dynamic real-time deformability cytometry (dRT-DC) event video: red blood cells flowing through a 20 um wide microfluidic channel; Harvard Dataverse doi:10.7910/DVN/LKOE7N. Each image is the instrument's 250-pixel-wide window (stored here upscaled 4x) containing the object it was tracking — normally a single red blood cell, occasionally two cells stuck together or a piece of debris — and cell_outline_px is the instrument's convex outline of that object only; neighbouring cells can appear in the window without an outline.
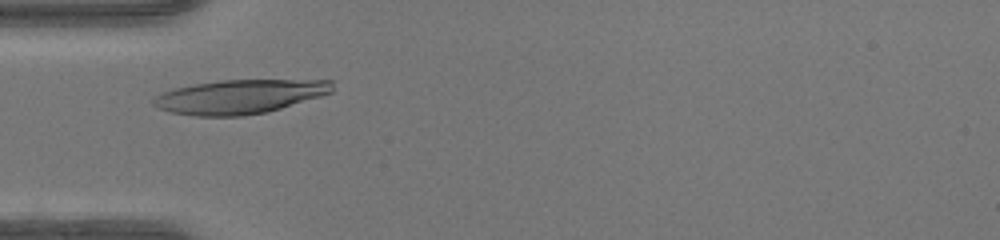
{"species": "human", "species_latin": "Homo sapiens", "temperature_condition": "warm", "stored_images_in_passage": 32, "camera_frame_rate_fps": 3000, "um_per_image_px": 0.085, "donor": {"sex": "female"}, "frame": {"image": 1, "passage_image": 7, "time_ms": 2.0, "image_size_px": [1000, 240], "cell_outline_px": [[332, 92], [320, 96], [280, 108], [264, 112], [240, 116], [196, 116], [172, 112], [156, 108], [152, 104], [152, 100], [156, 96], [172, 88], [220, 80], [332, 80]], "centroid_in_image_um": [20.33, 8.21], "position_along_channel_um": 64.7, "area_um2": 35.2}}
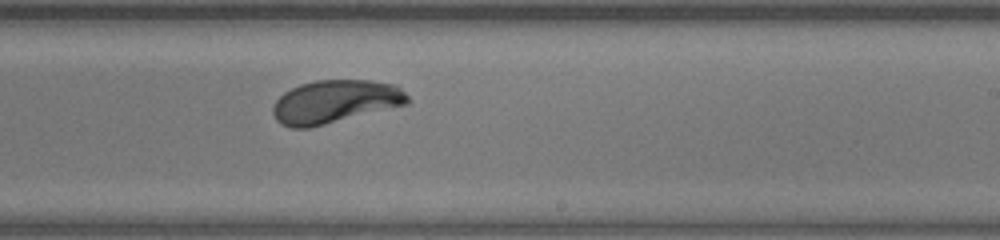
{"frame": {"image": 2, "passage_image": 21, "time_ms": 6.667, "image_size_px": [1000, 240], "cell_outline_px": [[412, 100], [408, 104], [308, 128], [292, 128], [280, 124], [276, 120], [272, 112], [272, 108], [276, 100], [284, 92], [300, 84], [316, 80], [368, 80], [396, 84]], "centroid_in_image_um": [28.48, 8.64], "position_along_channel_um": 260.5, "area_um2": 33.87}}
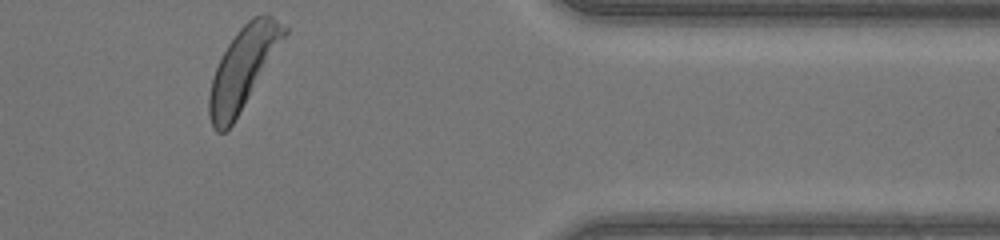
{"frame": {"image": 3, "passage_image": 32, "time_ms": 10.333, "image_size_px": [1000, 240], "cell_outline_px": [[288, 32], [232, 124], [224, 132], [216, 132], [212, 128], [208, 116], [208, 96], [212, 76], [228, 44], [236, 32], [252, 16], [264, 12], [268, 12], [288, 28]], "centroid_in_image_um": [20.63, 5.76], "position_along_channel_um": 390.8, "area_um2": 35.03}, "authors_computed_cell_mechanics": {"area_um2": 34.0153, "velocity_mm_per_s": 4.2298, "shape_relaxation_time_tau1_ms": 3.25, "shape_relaxation_time_tau2_ms": null, "deformation_change_tau1": 0.1996, "deformation_change_tau2": null}}